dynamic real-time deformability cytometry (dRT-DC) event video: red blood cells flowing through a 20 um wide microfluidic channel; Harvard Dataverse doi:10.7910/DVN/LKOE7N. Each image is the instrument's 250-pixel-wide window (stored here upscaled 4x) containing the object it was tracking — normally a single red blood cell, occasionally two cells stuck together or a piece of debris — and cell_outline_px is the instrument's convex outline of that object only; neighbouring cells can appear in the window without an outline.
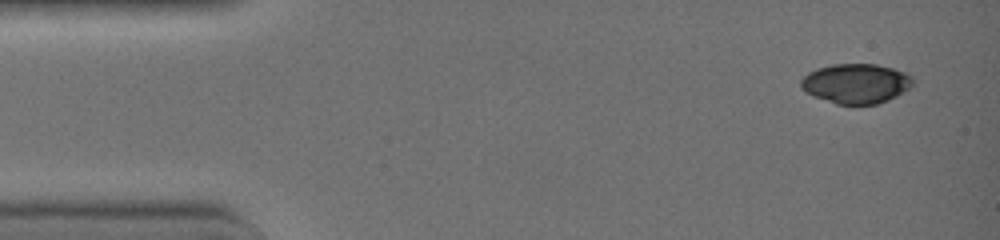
{"species": "common noctule bat (a hibernating species)", "species_latin": "Nyctalus noctula", "temperature_condition": "warm", "stored_images_in_passage": 4, "camera_frame_rate_fps": 3000, "um_per_image_px": 0.085, "animal": {"sex": "female", "body_mass_g": 19.0, "forearm_length_mm": 51.5}, "frame": {"image": 1, "passage_image": 1, "time_ms": 0.0, "image_size_px": [1000, 240], "cell_outline_px": [[912, 84], [908, 88], [896, 96], [888, 100], [876, 104], [836, 104], [816, 96], [800, 88], [800, 80], [808, 72], [816, 68], [832, 64], [876, 64], [892, 68], [904, 72], [912, 76]], "centroid_in_image_um": [72.74, 7.08], "position_along_channel_um": 12.3, "area_um2": 25.72}}